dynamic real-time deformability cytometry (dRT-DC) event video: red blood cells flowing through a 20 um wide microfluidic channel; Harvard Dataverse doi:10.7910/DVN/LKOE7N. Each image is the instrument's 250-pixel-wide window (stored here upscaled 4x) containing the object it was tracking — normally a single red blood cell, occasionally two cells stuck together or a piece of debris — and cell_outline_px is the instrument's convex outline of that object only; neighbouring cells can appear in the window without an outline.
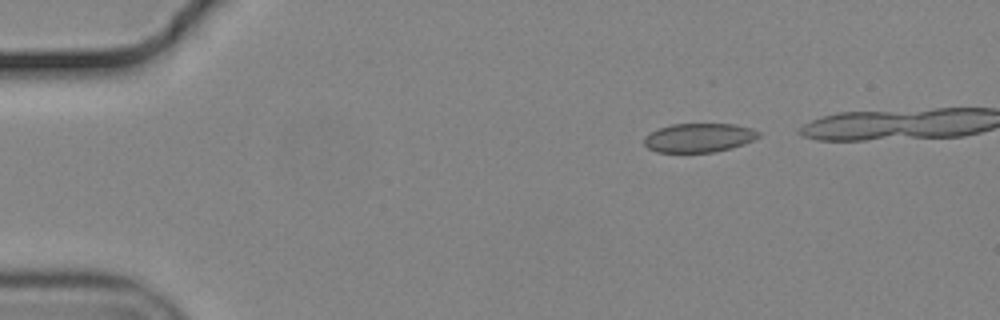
{"species": "common noctule bat (a hibernating species)", "species_latin": "Nyctalus noctula", "temperature_condition": "cold", "stored_images_in_passage": 38, "camera_frame_rate_fps": 3000, "um_per_image_px": 0.085, "animal": {"sex": "male", "body_mass_g": 19.2, "forearm_length_mm": 51.8}, "frame": {"image": 1, "passage_image": 1, "time_ms": 0.0, "image_size_px": [1000, 320], "cell_outline_px": [[760, 136], [744, 144], [732, 148], [712, 152], [656, 152], [648, 148], [644, 144], [644, 136], [660, 128], [672, 124], [736, 124], [752, 128], [760, 132]], "centroid_in_image_um": [59.42, 11.71], "position_along_channel_um": 25.6, "area_um2": 19.31}}
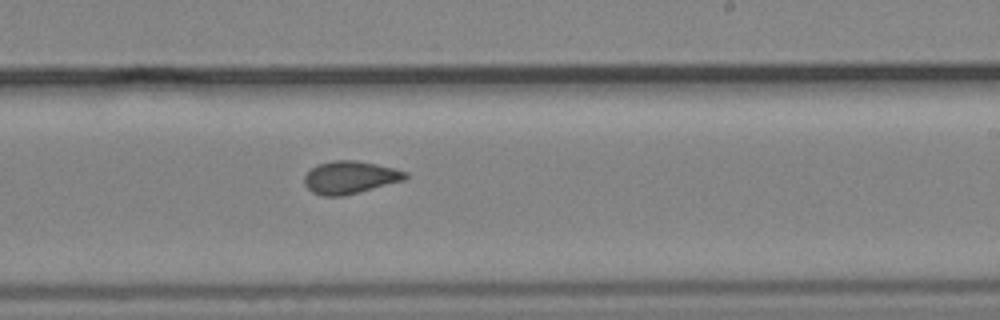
{"frame": {"image": 2, "passage_image": 26, "time_ms": 8.333, "image_size_px": [1000, 320], "cell_outline_px": [[408, 176], [404, 180], [360, 192], [344, 196], [320, 196], [312, 192], [304, 184], [304, 176], [316, 164], [332, 160], [352, 160], [376, 164], [408, 172]], "centroid_in_image_um": [29.72, 15.08], "position_along_channel_um": 259.3, "area_um2": 19.25}}
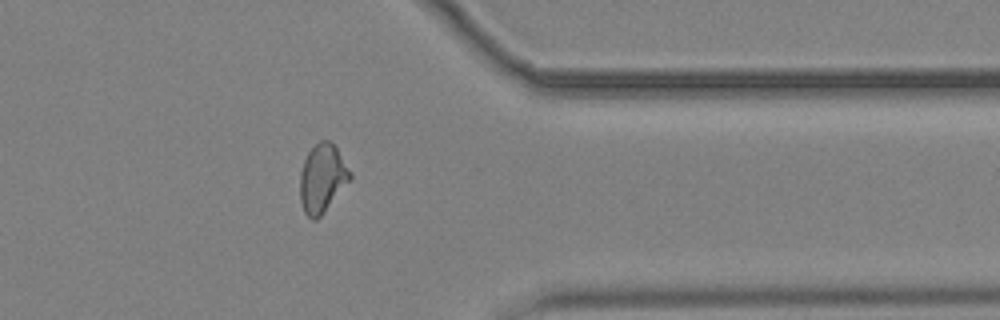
{"frame": {"image": 3, "passage_image": 37, "time_ms": 12.0, "image_size_px": [1000, 320], "cell_outline_px": [[352, 180], [320, 216], [316, 220], [312, 220], [304, 212], [300, 200], [300, 172], [304, 160], [308, 152], [320, 140], [328, 140], [336, 148], [352, 172]], "centroid_in_image_um": [27.41, 15.17], "position_along_channel_um": 384.0, "area_um2": 20.0}}